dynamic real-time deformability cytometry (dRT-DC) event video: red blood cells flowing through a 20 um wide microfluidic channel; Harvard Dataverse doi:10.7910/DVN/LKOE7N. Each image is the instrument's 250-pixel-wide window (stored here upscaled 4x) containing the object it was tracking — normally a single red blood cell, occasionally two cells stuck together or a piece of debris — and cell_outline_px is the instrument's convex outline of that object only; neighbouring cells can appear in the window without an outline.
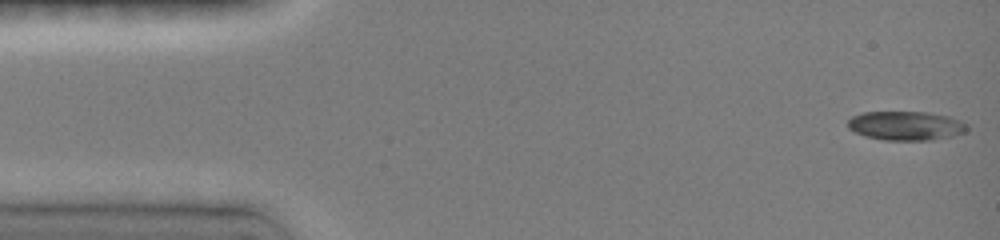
{"species": "common noctule bat (a hibernating species)", "species_latin": "Nyctalus noctula", "temperature_condition": "room temperature", "stored_images_in_passage": 58, "camera_frame_rate_fps": 3000, "um_per_image_px": 0.085, "animal": {"sex": "female", "body_mass_g": 19.0, "forearm_length_mm": 51.5}, "frame": {"image": 1, "passage_image": 1, "time_ms": 0.0, "image_size_px": [1000, 240], "cell_outline_px": [[968, 128], [964, 132], [952, 136], [928, 140], [884, 140], [864, 136], [848, 128], [848, 120], [852, 116], [864, 112], [928, 112], [952, 116], [968, 124]], "centroid_in_image_um": [77.02, 10.68], "position_along_channel_um": 8.0, "area_um2": 20.29}}
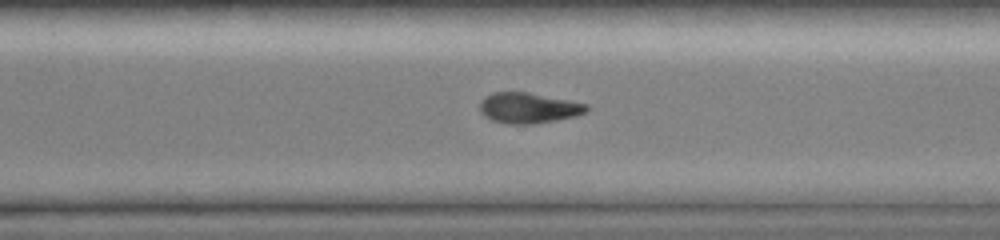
{"frame": {"image": 2, "passage_image": 40, "time_ms": 10.667, "image_size_px": [1000, 240], "cell_outline_px": [[588, 108], [584, 112], [576, 116], [536, 124], [508, 124], [492, 120], [484, 116], [480, 112], [480, 100], [492, 92], [528, 92], [588, 104]], "centroid_in_image_um": [44.89, 9.18], "position_along_channel_um": 325.7, "area_um2": 19.02}}
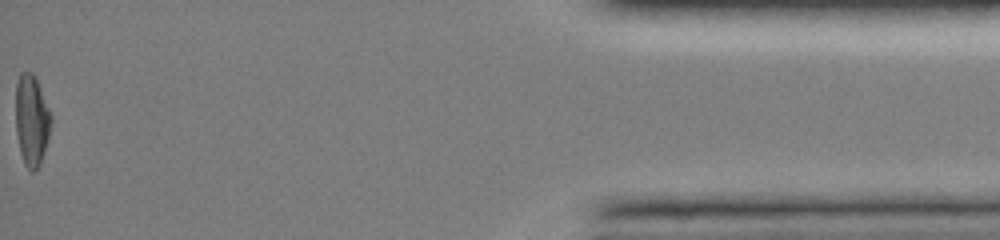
{"frame": {"image": 3, "passage_image": 57, "time_ms": 15.333, "image_size_px": [1000, 240], "cell_outline_px": [[52, 120], [48, 136], [40, 164], [32, 172], [24, 164], [20, 152], [16, 132], [16, 84], [20, 72], [32, 72], [36, 76], [52, 116]], "centroid_in_image_um": [2.68, 10.17], "position_along_channel_um": 432.5, "area_um2": 18.73}, "authors_computed_cell_mechanics": {"area_um2": 19.941, "velocity_mm_per_s": 4.076, "shape_relaxation_time_tau1_ms": 3.7044, "shape_relaxation_time_tau2_ms": null, "deformation_change_tau1": 0.1655, "deformation_change_tau2": null}}